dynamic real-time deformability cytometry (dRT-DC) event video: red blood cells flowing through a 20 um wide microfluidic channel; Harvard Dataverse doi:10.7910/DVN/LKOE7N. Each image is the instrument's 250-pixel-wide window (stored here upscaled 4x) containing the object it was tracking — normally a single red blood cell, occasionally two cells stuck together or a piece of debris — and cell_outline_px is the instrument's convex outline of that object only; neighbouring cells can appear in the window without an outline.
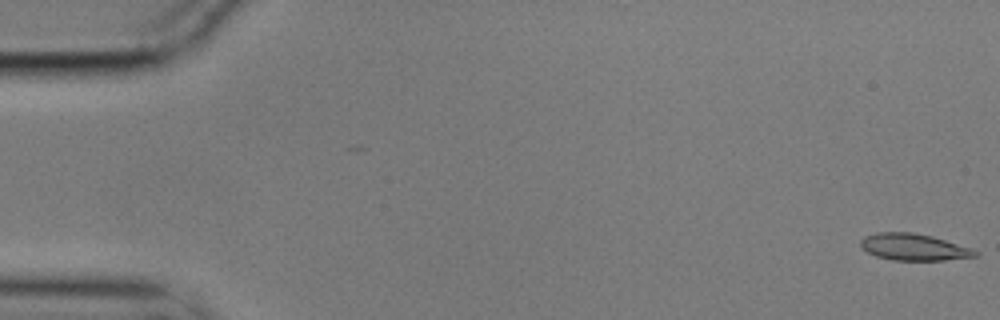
{"species": "common noctule bat (a hibernating species)", "species_latin": "Nyctalus noctula", "temperature_condition": "cold", "stored_images_in_passage": 11, "camera_frame_rate_fps": 3000, "um_per_image_px": 0.085, "animal": {"sex": "male", "body_mass_g": 17.9}, "frame": {"image": 1, "passage_image": 1, "time_ms": 0.0, "image_size_px": [1000, 320], "cell_outline_px": [[980, 256], [944, 260], [892, 260], [876, 256], [860, 248], [860, 240], [864, 236], [876, 232], [912, 232], [932, 236], [972, 248], [980, 252]], "centroid_in_image_um": [77.67, 21.0], "position_along_channel_um": 7.3, "area_um2": 18.03}}